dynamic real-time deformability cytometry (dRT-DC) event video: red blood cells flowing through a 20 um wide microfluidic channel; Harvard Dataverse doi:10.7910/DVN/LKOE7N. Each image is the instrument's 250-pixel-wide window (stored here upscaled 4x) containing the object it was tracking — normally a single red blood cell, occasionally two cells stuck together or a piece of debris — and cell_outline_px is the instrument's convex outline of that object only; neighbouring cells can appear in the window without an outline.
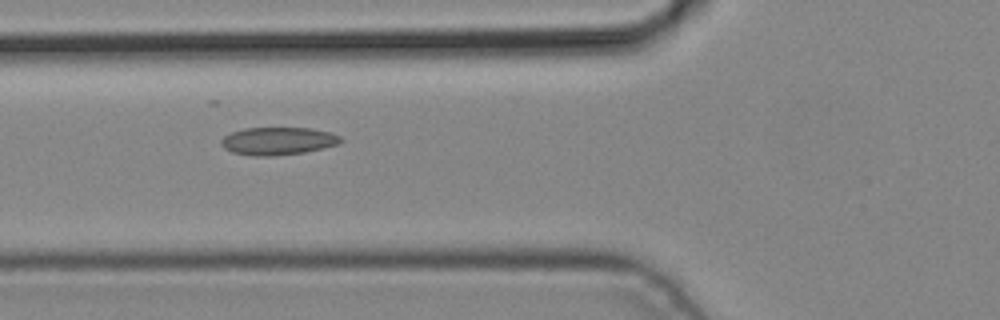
{"species": "common noctule bat (a hibernating species)", "species_latin": "Nyctalus noctula", "temperature_condition": "cold", "stored_images_in_passage": 6, "camera_frame_rate_fps": 3000, "um_per_image_px": 0.085, "animal": {"sex": "male", "body_mass_g": 19.2, "forearm_length_mm": 51.8}, "frame": {"image": 1, "passage_image": 5, "time_ms": 1.333, "image_size_px": [1000, 320], "cell_outline_px": [[344, 140], [340, 144], [324, 148], [304, 152], [272, 156], [252, 156], [232, 152], [224, 148], [220, 144], [220, 140], [224, 136], [232, 132], [244, 128], [312, 128], [328, 132], [340, 136]], "centroid_in_image_um": [23.63, 11.99], "position_along_channel_um": 102.2, "area_um2": 19.42}}
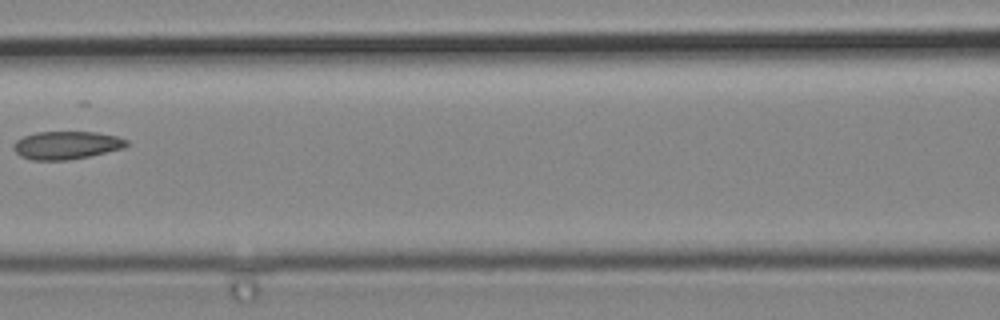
{"frame": {"image": 2, "passage_image": 6, "time_ms": 1.667, "image_size_px": [1000, 320], "cell_outline_px": [[128, 144], [124, 148], [88, 156], [68, 160], [32, 160], [20, 156], [12, 148], [12, 144], [16, 140], [24, 136], [36, 132], [96, 132], [116, 136], [128, 140]], "centroid_in_image_um": [5.62, 12.34], "position_along_channel_um": 161.0, "area_um2": 18.44}}